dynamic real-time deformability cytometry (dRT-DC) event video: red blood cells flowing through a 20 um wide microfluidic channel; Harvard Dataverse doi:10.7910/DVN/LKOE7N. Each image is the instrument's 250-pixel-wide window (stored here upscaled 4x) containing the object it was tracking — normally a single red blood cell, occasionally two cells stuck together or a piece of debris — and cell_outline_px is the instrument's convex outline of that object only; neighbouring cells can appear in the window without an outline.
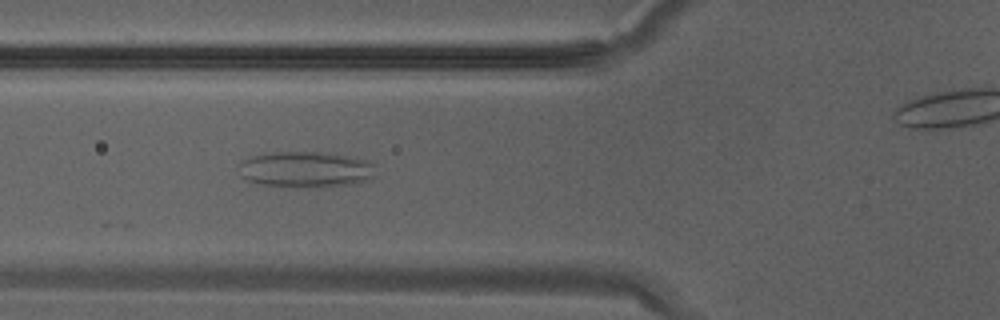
{"species": "Egyptian fruit bat (a non-hibernating species)", "species_latin": "Rousettus aegyptiacus", "temperature_condition": "warm", "stored_images_in_passage": 8, "camera_frame_rate_fps": 3000, "um_per_image_px": 0.085, "animal": {"sex": "male"}, "frame": {"image": 1, "passage_image": 7, "time_ms": 2.0, "image_size_px": [1000, 320], "cell_outline_px": [[372, 176], [356, 184], [316, 188], [296, 188], [260, 184], [248, 180], [240, 176], [240, 164], [244, 160], [252, 156], [276, 152], [320, 152], [348, 156], [368, 160], [372, 164]], "centroid_in_image_um": [25.96, 14.43], "position_along_channel_um": 99.8, "area_um2": 28.67}}